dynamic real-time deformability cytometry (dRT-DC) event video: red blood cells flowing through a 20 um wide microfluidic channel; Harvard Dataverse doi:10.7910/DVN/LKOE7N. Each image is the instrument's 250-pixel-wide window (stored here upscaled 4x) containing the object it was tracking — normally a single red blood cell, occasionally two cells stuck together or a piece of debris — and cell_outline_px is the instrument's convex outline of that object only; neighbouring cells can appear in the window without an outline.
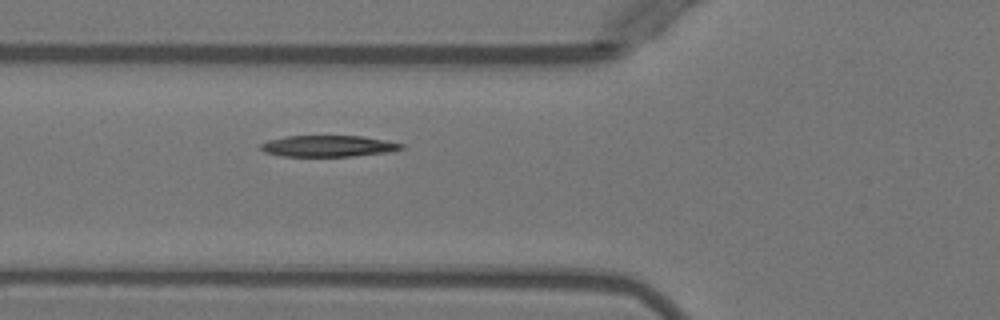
{"species": "Egyptian fruit bat (a non-hibernating species)", "species_latin": "Rousettus aegyptiacus", "temperature_condition": "warm", "stored_images_in_passage": 2, "camera_frame_rate_fps": 3000, "um_per_image_px": 0.085, "animal": {"sex": "female"}, "frame": {"image": 1, "passage_image": 2, "time_ms": 1.0, "image_size_px": [1000, 320], "cell_outline_px": [[404, 148], [384, 152], [352, 156], [280, 156], [264, 152], [260, 148], [260, 144], [268, 140], [288, 136], [360, 136], [384, 140], [404, 144]], "centroid_in_image_um": [27.84, 12.41], "position_along_channel_um": 98.0, "area_um2": 17.22}}